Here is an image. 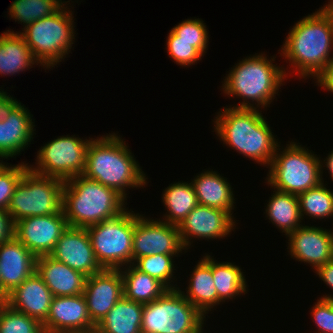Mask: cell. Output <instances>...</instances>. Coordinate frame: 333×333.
Returning a JSON list of instances; mask_svg holds the SVG:
<instances>
[{"label":"cell","instance_id":"cell-16","mask_svg":"<svg viewBox=\"0 0 333 333\" xmlns=\"http://www.w3.org/2000/svg\"><path fill=\"white\" fill-rule=\"evenodd\" d=\"M286 237L290 258L310 265L314 271L333 260V229L303 224Z\"/></svg>","mask_w":333,"mask_h":333},{"label":"cell","instance_id":"cell-18","mask_svg":"<svg viewBox=\"0 0 333 333\" xmlns=\"http://www.w3.org/2000/svg\"><path fill=\"white\" fill-rule=\"evenodd\" d=\"M50 256L87 277L103 270L95 257L86 228L68 226Z\"/></svg>","mask_w":333,"mask_h":333},{"label":"cell","instance_id":"cell-5","mask_svg":"<svg viewBox=\"0 0 333 333\" xmlns=\"http://www.w3.org/2000/svg\"><path fill=\"white\" fill-rule=\"evenodd\" d=\"M125 201L116 190L81 174L65 181L62 211L68 226L86 228L122 213Z\"/></svg>","mask_w":333,"mask_h":333},{"label":"cell","instance_id":"cell-14","mask_svg":"<svg viewBox=\"0 0 333 333\" xmlns=\"http://www.w3.org/2000/svg\"><path fill=\"white\" fill-rule=\"evenodd\" d=\"M233 213L198 204L178 226L185 249L188 251L196 238L213 241L230 236L238 226Z\"/></svg>","mask_w":333,"mask_h":333},{"label":"cell","instance_id":"cell-36","mask_svg":"<svg viewBox=\"0 0 333 333\" xmlns=\"http://www.w3.org/2000/svg\"><path fill=\"white\" fill-rule=\"evenodd\" d=\"M9 164L0 171V210H7L19 181L29 168V163L26 161L14 165Z\"/></svg>","mask_w":333,"mask_h":333},{"label":"cell","instance_id":"cell-33","mask_svg":"<svg viewBox=\"0 0 333 333\" xmlns=\"http://www.w3.org/2000/svg\"><path fill=\"white\" fill-rule=\"evenodd\" d=\"M180 256V254H155L138 258L133 265L141 272L162 282L168 289H177L180 286L175 282L177 276H174V273L177 270L174 257Z\"/></svg>","mask_w":333,"mask_h":333},{"label":"cell","instance_id":"cell-1","mask_svg":"<svg viewBox=\"0 0 333 333\" xmlns=\"http://www.w3.org/2000/svg\"><path fill=\"white\" fill-rule=\"evenodd\" d=\"M278 54L289 62L292 71L284 67L286 78L297 73L299 79L313 80L324 70L333 56V24L319 8L304 16L289 29ZM332 54V55H331ZM289 75V76H288Z\"/></svg>","mask_w":333,"mask_h":333},{"label":"cell","instance_id":"cell-26","mask_svg":"<svg viewBox=\"0 0 333 333\" xmlns=\"http://www.w3.org/2000/svg\"><path fill=\"white\" fill-rule=\"evenodd\" d=\"M273 194L266 203L264 214L269 223L276 226L285 236L302 226V216L297 195L273 189ZM301 223V224H300Z\"/></svg>","mask_w":333,"mask_h":333},{"label":"cell","instance_id":"cell-27","mask_svg":"<svg viewBox=\"0 0 333 333\" xmlns=\"http://www.w3.org/2000/svg\"><path fill=\"white\" fill-rule=\"evenodd\" d=\"M162 203L167 211L162 221L179 226L187 215L198 205L192 182L178 181L163 189Z\"/></svg>","mask_w":333,"mask_h":333},{"label":"cell","instance_id":"cell-42","mask_svg":"<svg viewBox=\"0 0 333 333\" xmlns=\"http://www.w3.org/2000/svg\"><path fill=\"white\" fill-rule=\"evenodd\" d=\"M320 162H321L322 183H324L323 179H325V178H323L324 177L323 176V173H324L323 170L326 169V168H327L326 170H328V173L330 174L329 176H330L331 180L333 181V149H332L331 152L328 153L327 157L324 158V160L322 158V160H320Z\"/></svg>","mask_w":333,"mask_h":333},{"label":"cell","instance_id":"cell-3","mask_svg":"<svg viewBox=\"0 0 333 333\" xmlns=\"http://www.w3.org/2000/svg\"><path fill=\"white\" fill-rule=\"evenodd\" d=\"M118 133L91 139L83 175L116 190L126 200L127 191L147 186L148 177Z\"/></svg>","mask_w":333,"mask_h":333},{"label":"cell","instance_id":"cell-39","mask_svg":"<svg viewBox=\"0 0 333 333\" xmlns=\"http://www.w3.org/2000/svg\"><path fill=\"white\" fill-rule=\"evenodd\" d=\"M314 272L317 274L316 276H318V278H320V280L323 281L327 285V287L329 286V288L332 291L333 290V260L329 261L328 263H326L324 265L319 266ZM319 298L333 301V294L325 293V295H323Z\"/></svg>","mask_w":333,"mask_h":333},{"label":"cell","instance_id":"cell-40","mask_svg":"<svg viewBox=\"0 0 333 333\" xmlns=\"http://www.w3.org/2000/svg\"><path fill=\"white\" fill-rule=\"evenodd\" d=\"M316 85L333 94V56L324 70L314 79Z\"/></svg>","mask_w":333,"mask_h":333},{"label":"cell","instance_id":"cell-32","mask_svg":"<svg viewBox=\"0 0 333 333\" xmlns=\"http://www.w3.org/2000/svg\"><path fill=\"white\" fill-rule=\"evenodd\" d=\"M65 0H14L9 9V18L27 27L31 23L57 12Z\"/></svg>","mask_w":333,"mask_h":333},{"label":"cell","instance_id":"cell-41","mask_svg":"<svg viewBox=\"0 0 333 333\" xmlns=\"http://www.w3.org/2000/svg\"><path fill=\"white\" fill-rule=\"evenodd\" d=\"M14 236V224L6 210H0V244Z\"/></svg>","mask_w":333,"mask_h":333},{"label":"cell","instance_id":"cell-35","mask_svg":"<svg viewBox=\"0 0 333 333\" xmlns=\"http://www.w3.org/2000/svg\"><path fill=\"white\" fill-rule=\"evenodd\" d=\"M0 333H44L42 324L8 304L0 309Z\"/></svg>","mask_w":333,"mask_h":333},{"label":"cell","instance_id":"cell-38","mask_svg":"<svg viewBox=\"0 0 333 333\" xmlns=\"http://www.w3.org/2000/svg\"><path fill=\"white\" fill-rule=\"evenodd\" d=\"M316 301L310 310L312 322L318 329L316 331L318 333H333V301L322 298Z\"/></svg>","mask_w":333,"mask_h":333},{"label":"cell","instance_id":"cell-4","mask_svg":"<svg viewBox=\"0 0 333 333\" xmlns=\"http://www.w3.org/2000/svg\"><path fill=\"white\" fill-rule=\"evenodd\" d=\"M270 58L264 52L250 54L231 67L222 81L221 91L225 97L243 101L230 107L258 110L270 107L287 80L282 65L273 64L276 56Z\"/></svg>","mask_w":333,"mask_h":333},{"label":"cell","instance_id":"cell-25","mask_svg":"<svg viewBox=\"0 0 333 333\" xmlns=\"http://www.w3.org/2000/svg\"><path fill=\"white\" fill-rule=\"evenodd\" d=\"M41 64L34 58L23 37L11 29L0 34V75L13 76Z\"/></svg>","mask_w":333,"mask_h":333},{"label":"cell","instance_id":"cell-44","mask_svg":"<svg viewBox=\"0 0 333 333\" xmlns=\"http://www.w3.org/2000/svg\"><path fill=\"white\" fill-rule=\"evenodd\" d=\"M8 92H6V90L4 91V89L2 90V87H0V109L2 106V102L3 100L8 96Z\"/></svg>","mask_w":333,"mask_h":333},{"label":"cell","instance_id":"cell-45","mask_svg":"<svg viewBox=\"0 0 333 333\" xmlns=\"http://www.w3.org/2000/svg\"><path fill=\"white\" fill-rule=\"evenodd\" d=\"M6 304V295L0 290V309Z\"/></svg>","mask_w":333,"mask_h":333},{"label":"cell","instance_id":"cell-12","mask_svg":"<svg viewBox=\"0 0 333 333\" xmlns=\"http://www.w3.org/2000/svg\"><path fill=\"white\" fill-rule=\"evenodd\" d=\"M28 108L10 94L0 109V157L19 156L34 141L35 119ZM35 134V135H34ZM15 156V157H14Z\"/></svg>","mask_w":333,"mask_h":333},{"label":"cell","instance_id":"cell-34","mask_svg":"<svg viewBox=\"0 0 333 333\" xmlns=\"http://www.w3.org/2000/svg\"><path fill=\"white\" fill-rule=\"evenodd\" d=\"M207 30V25L202 19L187 18L169 31L166 41L195 42V48L205 55L209 44Z\"/></svg>","mask_w":333,"mask_h":333},{"label":"cell","instance_id":"cell-22","mask_svg":"<svg viewBox=\"0 0 333 333\" xmlns=\"http://www.w3.org/2000/svg\"><path fill=\"white\" fill-rule=\"evenodd\" d=\"M36 272L53 296H74L84 292L87 276L50 255L36 258Z\"/></svg>","mask_w":333,"mask_h":333},{"label":"cell","instance_id":"cell-28","mask_svg":"<svg viewBox=\"0 0 333 333\" xmlns=\"http://www.w3.org/2000/svg\"><path fill=\"white\" fill-rule=\"evenodd\" d=\"M123 296L134 302L150 303L162 296L168 288L159 280L141 272L133 264L120 268Z\"/></svg>","mask_w":333,"mask_h":333},{"label":"cell","instance_id":"cell-31","mask_svg":"<svg viewBox=\"0 0 333 333\" xmlns=\"http://www.w3.org/2000/svg\"><path fill=\"white\" fill-rule=\"evenodd\" d=\"M326 183L308 189L298 195L302 219L328 220L333 218V191Z\"/></svg>","mask_w":333,"mask_h":333},{"label":"cell","instance_id":"cell-8","mask_svg":"<svg viewBox=\"0 0 333 333\" xmlns=\"http://www.w3.org/2000/svg\"><path fill=\"white\" fill-rule=\"evenodd\" d=\"M206 319L178 288L168 289L144 304L141 333H206Z\"/></svg>","mask_w":333,"mask_h":333},{"label":"cell","instance_id":"cell-30","mask_svg":"<svg viewBox=\"0 0 333 333\" xmlns=\"http://www.w3.org/2000/svg\"><path fill=\"white\" fill-rule=\"evenodd\" d=\"M212 256V274L218 296V305L247 294L246 277L240 266L233 262H219ZM222 302V303H221Z\"/></svg>","mask_w":333,"mask_h":333},{"label":"cell","instance_id":"cell-10","mask_svg":"<svg viewBox=\"0 0 333 333\" xmlns=\"http://www.w3.org/2000/svg\"><path fill=\"white\" fill-rule=\"evenodd\" d=\"M64 184V180L37 174L28 168L6 210L13 224L31 216L59 213L62 210Z\"/></svg>","mask_w":333,"mask_h":333},{"label":"cell","instance_id":"cell-2","mask_svg":"<svg viewBox=\"0 0 333 333\" xmlns=\"http://www.w3.org/2000/svg\"><path fill=\"white\" fill-rule=\"evenodd\" d=\"M212 122L213 132L223 145L236 150L260 166H270L276 148L281 142L275 138L277 135L272 132L261 110L226 105L217 112Z\"/></svg>","mask_w":333,"mask_h":333},{"label":"cell","instance_id":"cell-13","mask_svg":"<svg viewBox=\"0 0 333 333\" xmlns=\"http://www.w3.org/2000/svg\"><path fill=\"white\" fill-rule=\"evenodd\" d=\"M135 213L132 240L133 263L141 257L155 254H181L186 249L180 238L179 228L159 219Z\"/></svg>","mask_w":333,"mask_h":333},{"label":"cell","instance_id":"cell-19","mask_svg":"<svg viewBox=\"0 0 333 333\" xmlns=\"http://www.w3.org/2000/svg\"><path fill=\"white\" fill-rule=\"evenodd\" d=\"M91 321L97 325L123 297L120 269H103L86 278L83 292Z\"/></svg>","mask_w":333,"mask_h":333},{"label":"cell","instance_id":"cell-7","mask_svg":"<svg viewBox=\"0 0 333 333\" xmlns=\"http://www.w3.org/2000/svg\"><path fill=\"white\" fill-rule=\"evenodd\" d=\"M288 143L286 147L277 146L265 183L272 189L298 196L322 183L321 157L299 142Z\"/></svg>","mask_w":333,"mask_h":333},{"label":"cell","instance_id":"cell-37","mask_svg":"<svg viewBox=\"0 0 333 333\" xmlns=\"http://www.w3.org/2000/svg\"><path fill=\"white\" fill-rule=\"evenodd\" d=\"M166 50L169 58L173 59L174 63L184 67L196 65L202 60L204 55L195 48V42L186 41H166Z\"/></svg>","mask_w":333,"mask_h":333},{"label":"cell","instance_id":"cell-20","mask_svg":"<svg viewBox=\"0 0 333 333\" xmlns=\"http://www.w3.org/2000/svg\"><path fill=\"white\" fill-rule=\"evenodd\" d=\"M36 258L14 236L0 244L1 291L5 295L36 271Z\"/></svg>","mask_w":333,"mask_h":333},{"label":"cell","instance_id":"cell-24","mask_svg":"<svg viewBox=\"0 0 333 333\" xmlns=\"http://www.w3.org/2000/svg\"><path fill=\"white\" fill-rule=\"evenodd\" d=\"M204 170L191 179L198 204L233 212L236 198L228 178L213 169Z\"/></svg>","mask_w":333,"mask_h":333},{"label":"cell","instance_id":"cell-6","mask_svg":"<svg viewBox=\"0 0 333 333\" xmlns=\"http://www.w3.org/2000/svg\"><path fill=\"white\" fill-rule=\"evenodd\" d=\"M70 1L73 2L68 0L57 12L31 23L18 32L45 70L60 65L75 44L74 11L70 10Z\"/></svg>","mask_w":333,"mask_h":333},{"label":"cell","instance_id":"cell-9","mask_svg":"<svg viewBox=\"0 0 333 333\" xmlns=\"http://www.w3.org/2000/svg\"><path fill=\"white\" fill-rule=\"evenodd\" d=\"M134 212L127 207L112 218L86 227L95 257L103 269H120L133 264Z\"/></svg>","mask_w":333,"mask_h":333},{"label":"cell","instance_id":"cell-43","mask_svg":"<svg viewBox=\"0 0 333 333\" xmlns=\"http://www.w3.org/2000/svg\"><path fill=\"white\" fill-rule=\"evenodd\" d=\"M330 18L332 24H333V0H328V4L323 5L320 7Z\"/></svg>","mask_w":333,"mask_h":333},{"label":"cell","instance_id":"cell-17","mask_svg":"<svg viewBox=\"0 0 333 333\" xmlns=\"http://www.w3.org/2000/svg\"><path fill=\"white\" fill-rule=\"evenodd\" d=\"M95 326L83 293L54 296L48 316L42 323L44 333H82Z\"/></svg>","mask_w":333,"mask_h":333},{"label":"cell","instance_id":"cell-47","mask_svg":"<svg viewBox=\"0 0 333 333\" xmlns=\"http://www.w3.org/2000/svg\"><path fill=\"white\" fill-rule=\"evenodd\" d=\"M3 160H5V158L0 157V171L8 164V162L5 163Z\"/></svg>","mask_w":333,"mask_h":333},{"label":"cell","instance_id":"cell-21","mask_svg":"<svg viewBox=\"0 0 333 333\" xmlns=\"http://www.w3.org/2000/svg\"><path fill=\"white\" fill-rule=\"evenodd\" d=\"M53 297L50 289L35 271L6 295V304L42 324L48 316Z\"/></svg>","mask_w":333,"mask_h":333},{"label":"cell","instance_id":"cell-48","mask_svg":"<svg viewBox=\"0 0 333 333\" xmlns=\"http://www.w3.org/2000/svg\"><path fill=\"white\" fill-rule=\"evenodd\" d=\"M0 290H1V273H0Z\"/></svg>","mask_w":333,"mask_h":333},{"label":"cell","instance_id":"cell-46","mask_svg":"<svg viewBox=\"0 0 333 333\" xmlns=\"http://www.w3.org/2000/svg\"><path fill=\"white\" fill-rule=\"evenodd\" d=\"M82 333H104V332H102L97 326H95Z\"/></svg>","mask_w":333,"mask_h":333},{"label":"cell","instance_id":"cell-23","mask_svg":"<svg viewBox=\"0 0 333 333\" xmlns=\"http://www.w3.org/2000/svg\"><path fill=\"white\" fill-rule=\"evenodd\" d=\"M200 260V261H199ZM189 275L186 293L178 288L182 295L195 306L205 317H209V311L218 306V296L212 274V255L205 253L199 258Z\"/></svg>","mask_w":333,"mask_h":333},{"label":"cell","instance_id":"cell-11","mask_svg":"<svg viewBox=\"0 0 333 333\" xmlns=\"http://www.w3.org/2000/svg\"><path fill=\"white\" fill-rule=\"evenodd\" d=\"M85 138L75 135L58 136L39 148L35 165L29 164V168L37 174L64 181L83 174L87 149L92 139Z\"/></svg>","mask_w":333,"mask_h":333},{"label":"cell","instance_id":"cell-15","mask_svg":"<svg viewBox=\"0 0 333 333\" xmlns=\"http://www.w3.org/2000/svg\"><path fill=\"white\" fill-rule=\"evenodd\" d=\"M68 223L63 211L52 215L31 216L14 224L16 237L36 257L50 255Z\"/></svg>","mask_w":333,"mask_h":333},{"label":"cell","instance_id":"cell-29","mask_svg":"<svg viewBox=\"0 0 333 333\" xmlns=\"http://www.w3.org/2000/svg\"><path fill=\"white\" fill-rule=\"evenodd\" d=\"M143 307L123 296L96 326L104 333H141Z\"/></svg>","mask_w":333,"mask_h":333}]
</instances>
